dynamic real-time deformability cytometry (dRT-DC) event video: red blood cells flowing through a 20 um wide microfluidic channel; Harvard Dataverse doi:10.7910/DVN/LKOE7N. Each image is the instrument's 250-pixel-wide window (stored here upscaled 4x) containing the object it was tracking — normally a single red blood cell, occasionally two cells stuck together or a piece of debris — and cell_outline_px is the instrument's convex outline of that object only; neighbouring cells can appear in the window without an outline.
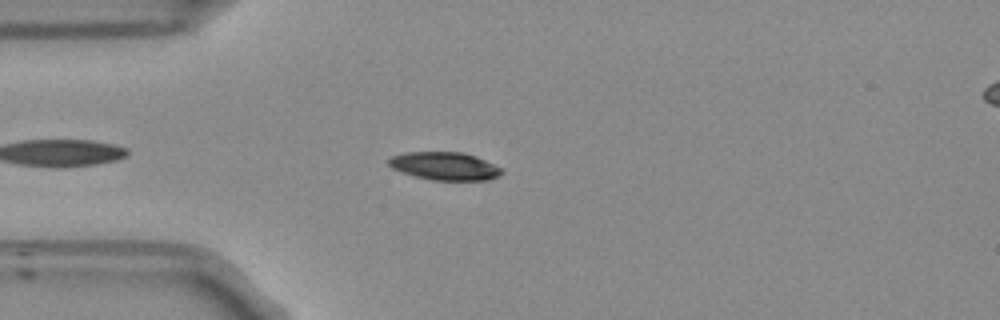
{"species": "Egyptian fruit bat (a non-hibernating species)", "species_latin": "Rousettus aegyptiacus", "temperature_condition": "room temperature", "stored_images_in_passage": 45, "camera_frame_rate_fps": 3000, "um_per_image_px": 0.085, "frame": {"image": 1, "passage_image": 6, "time_ms": 1.667, "image_size_px": [1000, 320], "cell_outline_px": [[504, 172], [500, 176], [488, 180], [432, 180], [416, 176], [392, 168], [388, 164], [388, 160], [392, 156], [408, 152], [464, 152], [476, 156], [504, 168]], "centroid_in_image_um": [37.88, 14.11], "position_along_channel_um": 47.1, "area_um2": 18.5}}
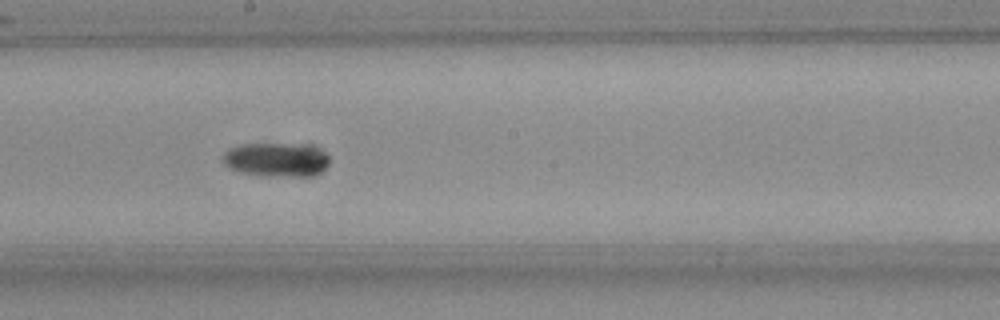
{"frame": {"image": 2, "passage_image": 21, "time_ms": 6.667, "image_size_px": [1000, 320], "cell_outline_px": [[332, 160], [320, 172], [308, 176], [268, 176], [240, 172], [228, 168], [220, 160], [220, 156], [224, 152], [232, 148], [244, 144], [284, 144], [312, 148], [324, 152]], "centroid_in_image_um": [23.41, 13.59], "position_along_channel_um": 224.8, "area_um2": 20.81}}
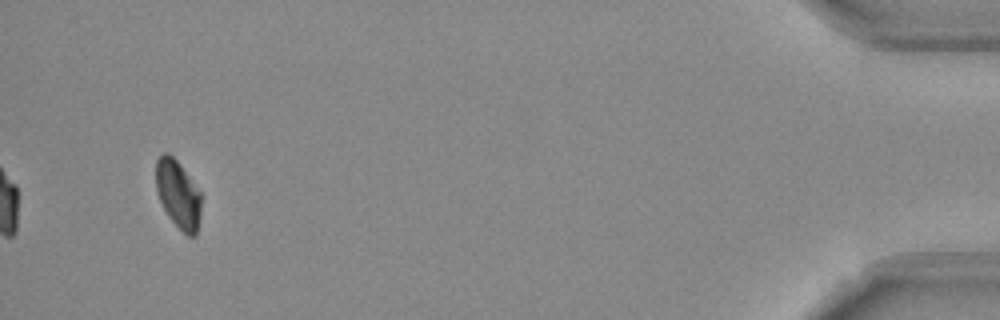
{"frame": {"image": 3, "passage_image": 43, "time_ms": 14.0, "image_size_px": [1000, 320], "cell_outline_px": [[200, 216], [196, 236], [188, 236], [168, 216], [156, 192], [156, 160], [164, 152], [168, 152], [180, 164], [200, 192]], "centroid_in_image_um": [15.13, 16.5], "position_along_channel_um": 420.1, "area_um2": 17.69}, "authors_computed_cell_mechanics": {"area_um2": 19.1896, "velocity_mm_per_s": 3.7851, "shape_relaxation_time_tau1_ms": 2.711, "shape_relaxation_time_tau2_ms": null, "deformation_change_tau1": 0.0929, "deformation_change_tau2": null}}